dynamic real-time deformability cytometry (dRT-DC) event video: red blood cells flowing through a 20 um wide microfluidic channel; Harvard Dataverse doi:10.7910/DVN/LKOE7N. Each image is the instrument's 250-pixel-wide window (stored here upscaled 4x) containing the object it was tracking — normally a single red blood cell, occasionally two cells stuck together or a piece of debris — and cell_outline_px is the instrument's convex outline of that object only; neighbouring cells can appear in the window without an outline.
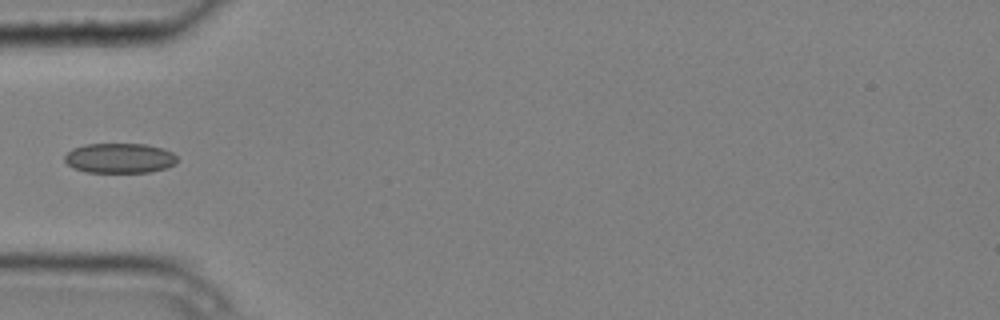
{"species": "common noctule bat (a hibernating species)", "species_latin": "Nyctalus noctula", "temperature_condition": "cold", "stored_images_in_passage": 6, "camera_frame_rate_fps": 3000, "um_per_image_px": 0.085, "animal": {"sex": "male", "body_mass_g": 20.4}, "frame": {"image": 1, "passage_image": 5, "time_ms": 1.333, "image_size_px": [1000, 320], "cell_outline_px": [[176, 164], [164, 168], [148, 172], [88, 172], [72, 168], [64, 160], [64, 156], [72, 148], [84, 144], [144, 144], [164, 148], [172, 152], [176, 156]], "centroid_in_image_um": [10.15, 13.43], "position_along_channel_um": 74.9, "area_um2": 19.65}}
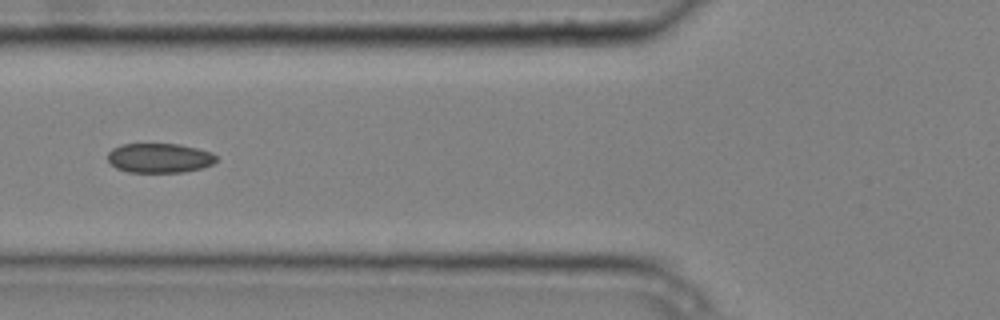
{"frame": {"image": 2, "passage_image": 6, "time_ms": 1.667, "image_size_px": [1000, 320], "cell_outline_px": [[216, 160], [212, 164], [200, 168], [184, 172], [128, 172], [116, 168], [108, 160], [108, 152], [112, 148], [120, 144], [180, 144], [212, 152], [216, 156]], "centroid_in_image_um": [13.53, 13.42], "position_along_channel_um": 112.3, "area_um2": 18.67}}